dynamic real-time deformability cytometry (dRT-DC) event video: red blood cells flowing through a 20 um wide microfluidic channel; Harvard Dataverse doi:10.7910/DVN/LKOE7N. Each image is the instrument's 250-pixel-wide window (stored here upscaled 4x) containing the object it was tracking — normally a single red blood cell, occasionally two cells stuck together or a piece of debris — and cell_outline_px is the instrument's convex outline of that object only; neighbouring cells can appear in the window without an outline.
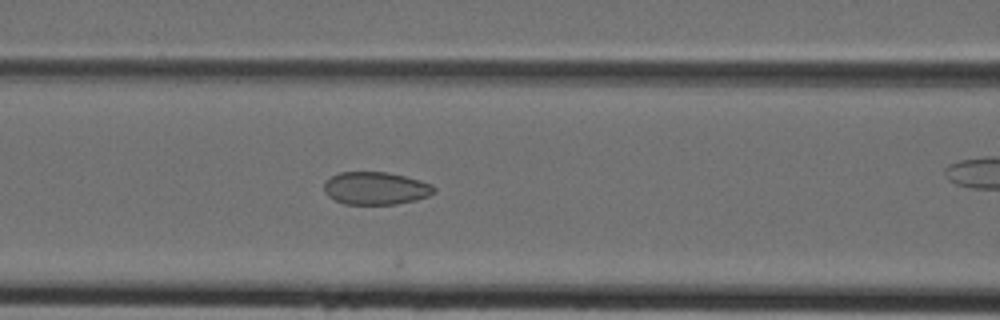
{"species": "Egyptian fruit bat (a non-hibernating species)", "species_latin": "Rousettus aegyptiacus", "temperature_condition": "cold", "stored_images_in_passage": 22, "camera_frame_rate_fps": 3000, "um_per_image_px": 0.085, "animal": {"sex": "female"}, "frame": {"image": 1, "passage_image": 5, "time_ms": 1.333, "image_size_px": [1000, 320], "cell_outline_px": [[436, 192], [428, 196], [416, 200], [396, 204], [344, 204], [328, 196], [324, 192], [324, 180], [340, 172], [388, 172], [420, 180], [432, 184], [436, 188]], "centroid_in_image_um": [31.94, 16.0], "position_along_channel_um": 134.7, "area_um2": 21.1}}
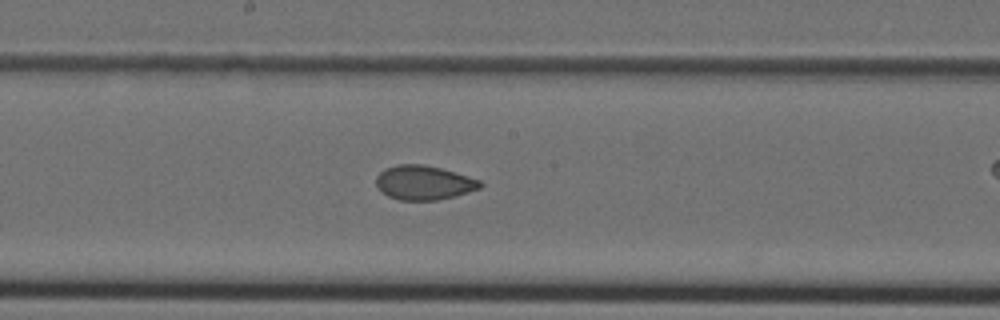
{"frame": {"image": 2, "passage_image": 10, "time_ms": 3.0, "image_size_px": [1000, 320], "cell_outline_px": [[484, 184], [480, 188], [456, 196], [436, 200], [400, 200], [388, 196], [380, 192], [376, 188], [376, 176], [384, 168], [396, 164], [424, 164], [440, 168], [480, 180]], "centroid_in_image_um": [35.98, 15.53], "position_along_channel_um": 212.2, "area_um2": 20.92}}
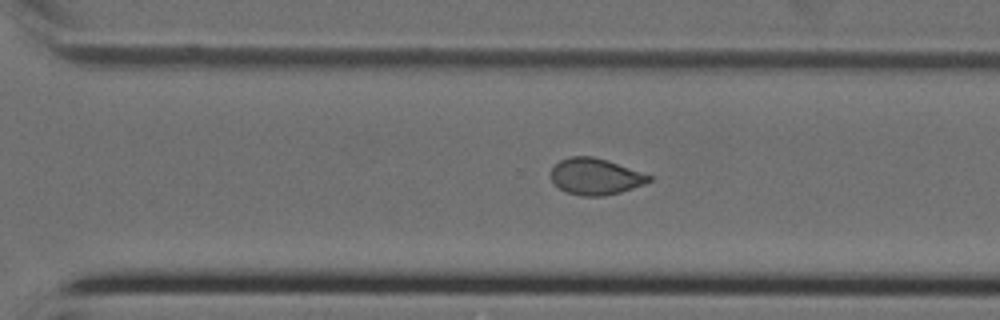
{"frame": {"image": 3, "passage_image": 17, "time_ms": 5.333, "image_size_px": [1000, 320], "cell_outline_px": [[652, 180], [644, 184], [620, 192], [600, 196], [580, 196], [568, 192], [560, 188], [552, 180], [552, 168], [560, 160], [568, 156], [592, 156], [608, 160], [652, 176]], "centroid_in_image_um": [50.62, 14.99], "position_along_channel_um": 320.0, "area_um2": 20.58}}